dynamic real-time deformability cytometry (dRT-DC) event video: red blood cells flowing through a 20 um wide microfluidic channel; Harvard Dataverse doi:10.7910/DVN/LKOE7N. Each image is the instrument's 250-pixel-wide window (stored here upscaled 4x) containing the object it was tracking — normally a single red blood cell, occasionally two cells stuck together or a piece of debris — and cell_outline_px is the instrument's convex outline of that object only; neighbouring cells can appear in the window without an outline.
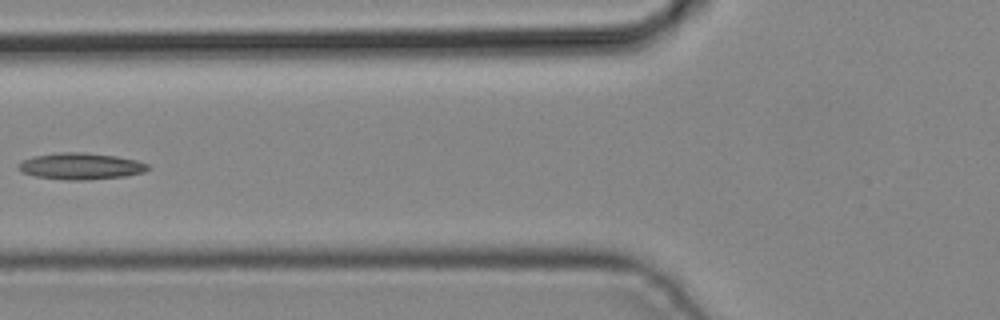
{"species": "common noctule bat (a hibernating species)", "species_latin": "Nyctalus noctula", "temperature_condition": "cold", "stored_images_in_passage": 5, "camera_frame_rate_fps": 3000, "um_per_image_px": 0.085, "animal": {"sex": "male", "body_mass_g": 19.2, "forearm_length_mm": 51.8}, "frame": {"image": 1, "passage_image": 5, "time_ms": 1.333, "image_size_px": [1000, 320], "cell_outline_px": [[148, 168], [144, 172], [124, 176], [88, 180], [64, 180], [36, 176], [20, 172], [16, 168], [16, 164], [32, 156], [60, 152], [84, 152], [116, 156], [136, 160], [148, 164]], "centroid_in_image_um": [6.8, 14.12], "position_along_channel_um": 119.0, "area_um2": 20.11}}